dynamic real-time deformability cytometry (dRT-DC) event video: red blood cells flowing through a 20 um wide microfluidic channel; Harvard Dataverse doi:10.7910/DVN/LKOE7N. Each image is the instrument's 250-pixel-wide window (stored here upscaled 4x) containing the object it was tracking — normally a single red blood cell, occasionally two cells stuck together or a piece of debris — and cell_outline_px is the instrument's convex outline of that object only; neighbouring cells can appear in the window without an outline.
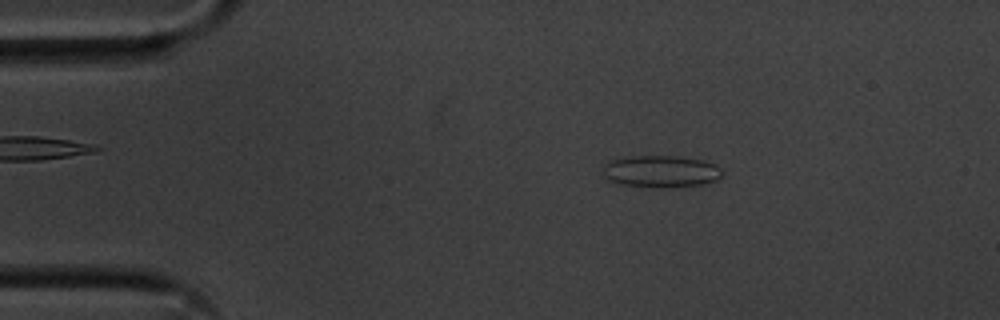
{"species": "common noctule bat (a hibernating species)", "species_latin": "Nyctalus noctula", "temperature_condition": "cold", "stored_images_in_passage": 54, "camera_frame_rate_fps": 3000, "um_per_image_px": 0.085, "animal": {"sex": "male", "body_mass_g": 20.1, "forearm_length_mm": 53.5}, "frame": {"image": 1, "passage_image": 9, "time_ms": 2.667, "image_size_px": [1000, 320], "cell_outline_px": [[724, 172], [716, 180], [704, 184], [664, 188], [620, 184], [604, 176], [604, 164], [612, 160], [624, 156], [676, 156], [704, 160], [720, 168]], "centroid_in_image_um": [56.19, 14.56], "position_along_channel_um": 28.8, "area_um2": 22.14}}
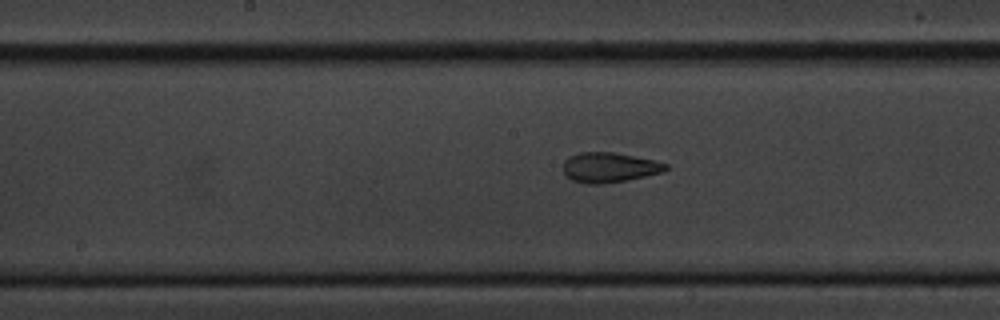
{"frame": {"image": 2, "passage_image": 27, "time_ms": 8.667, "image_size_px": [1000, 320], "cell_outline_px": [[668, 168], [664, 172], [624, 180], [600, 184], [584, 184], [572, 180], [564, 172], [564, 160], [568, 156], [580, 152], [616, 152], [652, 160], [668, 164]], "centroid_in_image_um": [51.77, 14.22], "position_along_channel_um": 196.4, "area_um2": 17.8}}
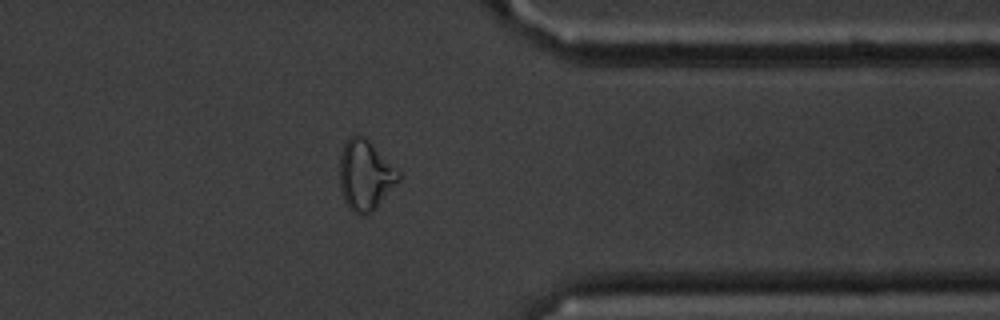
{"frame": {"image": 3, "passage_image": 43, "time_ms": 14.0, "image_size_px": [1000, 320], "cell_outline_px": [[400, 180], [368, 212], [360, 216], [352, 212], [348, 208], [344, 200], [340, 188], [340, 152], [344, 144], [352, 132], [356, 132], [364, 136], [400, 172]], "centroid_in_image_um": [31.0, 14.83], "position_along_channel_um": 380.4, "area_um2": 23.76}, "authors_computed_cell_mechanics": {"area_um2": 20.1722, "velocity_mm_per_s": 3.6292, "shape_relaxation_time_tau1_ms": 6.8168, "shape_relaxation_time_tau2_ms": 1.5524, "deformation_change_tau1": 0.1594, "deformation_change_tau2": 0.0938}}